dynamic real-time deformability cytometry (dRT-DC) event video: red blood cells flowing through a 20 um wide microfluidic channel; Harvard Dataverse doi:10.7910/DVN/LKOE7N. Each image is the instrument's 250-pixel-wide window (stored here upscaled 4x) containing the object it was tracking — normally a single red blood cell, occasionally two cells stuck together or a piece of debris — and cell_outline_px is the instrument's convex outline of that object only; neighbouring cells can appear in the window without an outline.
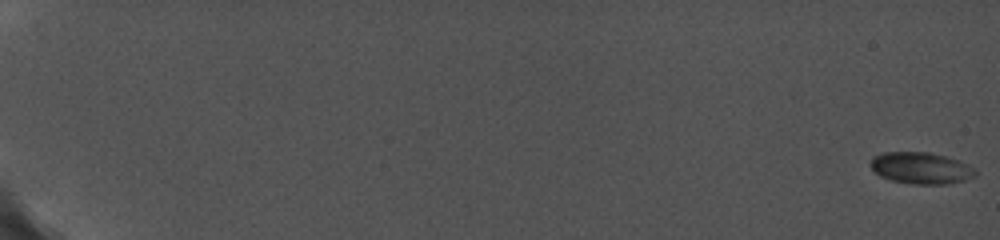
{"species": "common noctule bat (a hibernating species)", "species_latin": "Nyctalus noctula", "temperature_condition": "cold", "stored_images_in_passage": 39, "camera_frame_rate_fps": 5000, "um_per_image_px": 0.085, "animal": {"sex": "female", "body_mass_g": 19.0, "forearm_length_mm": 56.7}, "frame": {"image": 1, "passage_image": 1, "time_ms": 0.0, "image_size_px": [1000, 240], "cell_outline_px": [[976, 176], [964, 180], [948, 184], [916, 184], [888, 180], [880, 176], [868, 164], [872, 156], [884, 152], [928, 152], [944, 156], [968, 164], [976, 172]], "centroid_in_image_um": [78.23, 14.29], "position_along_channel_um": 6.8, "area_um2": 19.31}}
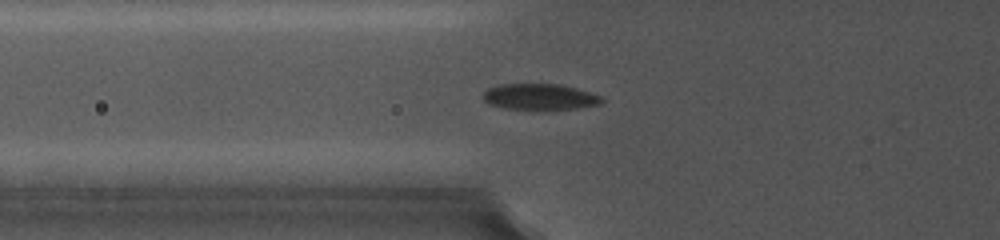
{"frame": {"image": 2, "passage_image": 19, "time_ms": 8.2, "image_size_px": [1000, 240], "cell_outline_px": [[604, 100], [600, 104], [576, 108], [504, 108], [488, 104], [484, 100], [484, 92], [488, 88], [500, 84], [560, 84], [576, 88], [600, 96]], "centroid_in_image_um": [45.86, 8.2], "position_along_channel_um": 79.9, "area_um2": 17.51}}
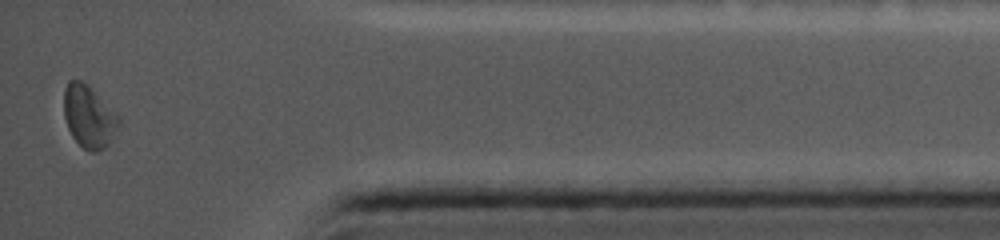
{"frame": {"image": 3, "passage_image": 39, "time_ms": 17.8, "image_size_px": [1000, 240], "cell_outline_px": [[120, 124], [108, 144], [104, 148], [96, 152], [88, 152], [72, 136], [68, 128], [64, 116], [64, 88], [68, 80], [80, 80], [92, 88], [120, 116]], "centroid_in_image_um": [7.56, 9.9], "position_along_channel_um": 427.6, "area_um2": 20.0}, "authors_computed_cell_mechanics": {"area_um2": 18.8428, "velocity_mm_per_s": 3.7632, "shape_relaxation_time_tau1_ms": 2.6183, "shape_relaxation_time_tau2_ms": null, "deformation_change_tau1": 0.0802, "deformation_change_tau2": null}}